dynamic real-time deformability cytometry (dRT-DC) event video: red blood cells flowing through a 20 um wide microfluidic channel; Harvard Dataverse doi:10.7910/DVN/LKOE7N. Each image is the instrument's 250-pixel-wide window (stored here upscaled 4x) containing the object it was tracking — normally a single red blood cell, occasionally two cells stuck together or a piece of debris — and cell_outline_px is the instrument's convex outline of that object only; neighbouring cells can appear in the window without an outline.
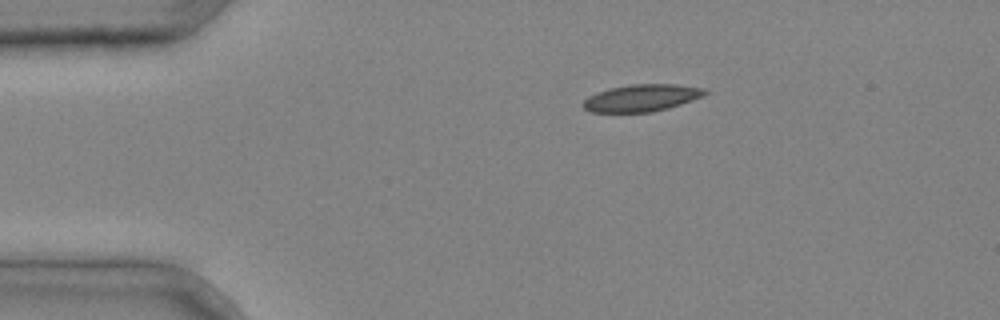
{"species": "common noctule bat (a hibernating species)", "species_latin": "Nyctalus noctula", "temperature_condition": "cold", "stored_images_in_passage": 32, "camera_frame_rate_fps": 3000, "um_per_image_px": 0.085, "animal": {"sex": "male", "body_mass_g": 20.4}, "frame": {"image": 1, "passage_image": 1, "time_ms": 0.0, "image_size_px": [1000, 320], "cell_outline_px": [[708, 92], [704, 96], [668, 108], [652, 112], [592, 112], [584, 108], [584, 100], [588, 96], [596, 92], [612, 88], [632, 84], [676, 84], [704, 88]], "centroid_in_image_um": [54.56, 8.32], "position_along_channel_um": 30.4, "area_um2": 19.07}}
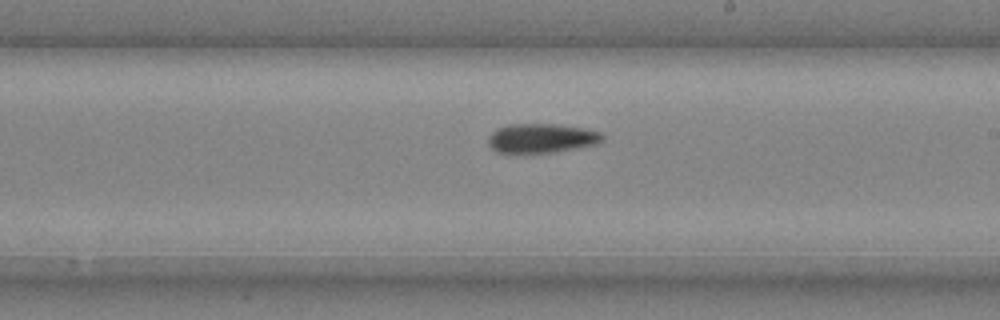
{"frame": {"image": 2, "passage_image": 18, "time_ms": 5.667, "image_size_px": [1000, 320], "cell_outline_px": [[604, 140], [596, 144], [552, 152], [500, 152], [492, 148], [488, 144], [488, 136], [496, 128], [508, 124], [552, 124], [584, 128], [600, 132], [604, 136]], "centroid_in_image_um": [46.02, 11.73], "position_along_channel_um": 243.0, "area_um2": 19.25}}
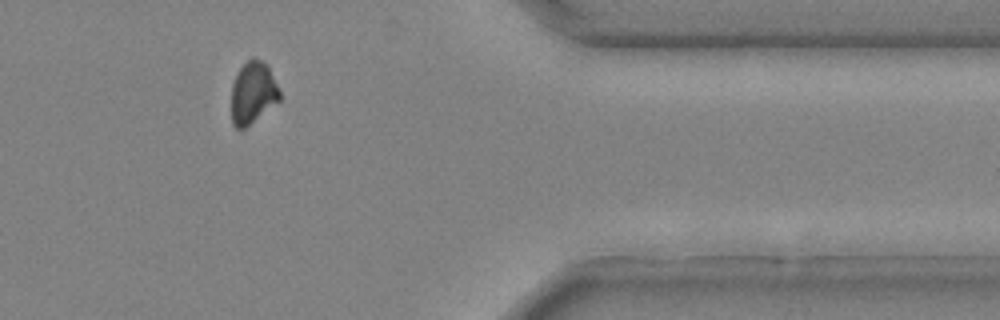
{"frame": {"image": 3, "passage_image": 29, "time_ms": 9.333, "image_size_px": [1000, 320], "cell_outline_px": [[280, 100], [244, 128], [236, 128], [232, 124], [232, 84], [240, 68], [252, 56], [268, 64], [280, 92]], "centroid_in_image_um": [21.5, 7.86], "position_along_channel_um": 389.9, "area_um2": 17.22}}